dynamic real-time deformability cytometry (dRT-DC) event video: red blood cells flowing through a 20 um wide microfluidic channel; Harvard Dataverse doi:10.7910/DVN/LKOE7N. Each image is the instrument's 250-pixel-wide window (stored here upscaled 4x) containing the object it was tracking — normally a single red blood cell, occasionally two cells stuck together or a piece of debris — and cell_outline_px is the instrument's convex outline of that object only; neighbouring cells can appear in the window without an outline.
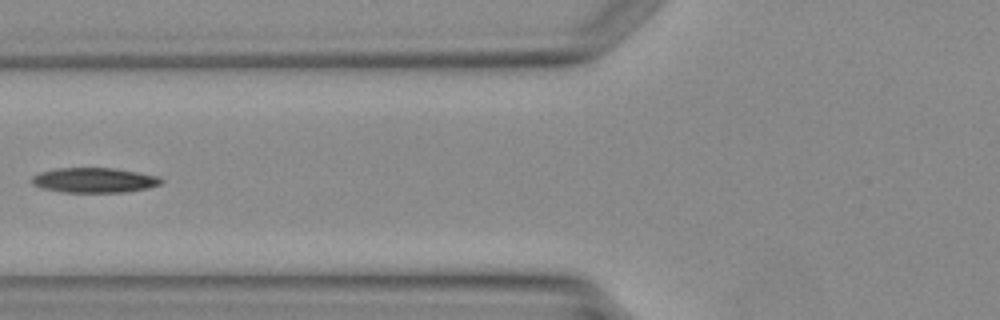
{"species": "Egyptian fruit bat (a non-hibernating species)", "species_latin": "Rousettus aegyptiacus", "temperature_condition": "warm", "stored_images_in_passage": 3, "camera_frame_rate_fps": 3000, "um_per_image_px": 0.085, "animal": {"sex": "female"}, "frame": {"image": 1, "passage_image": 3, "time_ms": 3.333, "image_size_px": [1000, 320], "cell_outline_px": [[164, 180], [160, 184], [148, 188], [124, 192], [64, 192], [44, 188], [32, 184], [32, 176], [40, 172], [56, 168], [112, 168], [160, 176]], "centroid_in_image_um": [8.03, 15.31], "position_along_channel_um": 117.8, "area_um2": 18.67}}